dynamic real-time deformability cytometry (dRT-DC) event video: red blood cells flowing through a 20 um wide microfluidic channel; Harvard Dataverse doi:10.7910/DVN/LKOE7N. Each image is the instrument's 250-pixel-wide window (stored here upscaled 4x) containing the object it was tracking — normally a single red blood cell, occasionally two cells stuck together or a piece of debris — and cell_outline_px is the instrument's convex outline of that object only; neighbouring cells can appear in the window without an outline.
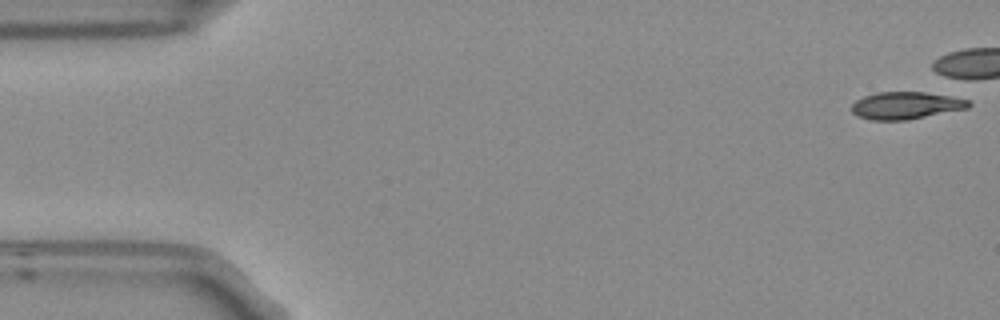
{"species": "Egyptian fruit bat (a non-hibernating species)", "species_latin": "Rousettus aegyptiacus", "temperature_condition": "room temperature", "stored_images_in_passage": 1, "camera_frame_rate_fps": 3000, "um_per_image_px": 0.085, "frame": {"image": 1, "passage_image": 1, "time_ms": 0.0, "image_size_px": [1000, 320], "cell_outline_px": [[972, 104], [968, 108], [908, 120], [872, 120], [856, 116], [852, 112], [852, 104], [856, 100], [864, 96], [876, 92], [944, 92], [968, 100]], "centroid_in_image_um": [77.06, 8.94], "position_along_channel_um": 7.9, "area_um2": 19.07}}